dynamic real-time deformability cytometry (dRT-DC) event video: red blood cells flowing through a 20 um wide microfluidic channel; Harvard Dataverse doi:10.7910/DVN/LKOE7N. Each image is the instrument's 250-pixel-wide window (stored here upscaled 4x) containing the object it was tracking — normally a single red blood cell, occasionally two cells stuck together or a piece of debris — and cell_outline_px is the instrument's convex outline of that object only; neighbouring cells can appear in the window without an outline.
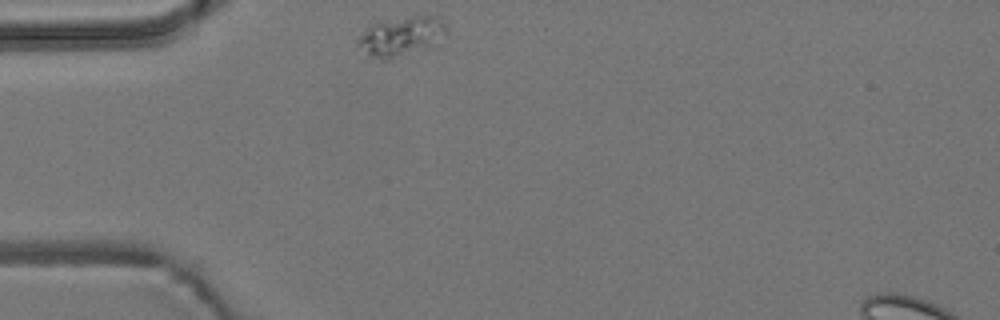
{"species": "common noctule bat (a hibernating species)", "species_latin": "Nyctalus noctula", "temperature_condition": "room temperature", "stored_images_in_passage": 1, "camera_frame_rate_fps": 3000, "um_per_image_px": 0.085, "animal": {"sex": "male", "body_mass_g": 19.2, "forearm_length_mm": 51.8}, "frame": {"image": 1, "passage_image": 1, "time_ms": 0.0, "image_size_px": [1000, 320], "cell_outline_px": [[444, 32], [436, 44], [384, 60], [380, 60], [372, 56], [356, 44], [356, 40], [376, 20], [416, 16], [440, 16], [444, 24]], "centroid_in_image_um": [34.06, 3.04], "position_along_channel_um": 50.9, "area_um2": 19.71}}